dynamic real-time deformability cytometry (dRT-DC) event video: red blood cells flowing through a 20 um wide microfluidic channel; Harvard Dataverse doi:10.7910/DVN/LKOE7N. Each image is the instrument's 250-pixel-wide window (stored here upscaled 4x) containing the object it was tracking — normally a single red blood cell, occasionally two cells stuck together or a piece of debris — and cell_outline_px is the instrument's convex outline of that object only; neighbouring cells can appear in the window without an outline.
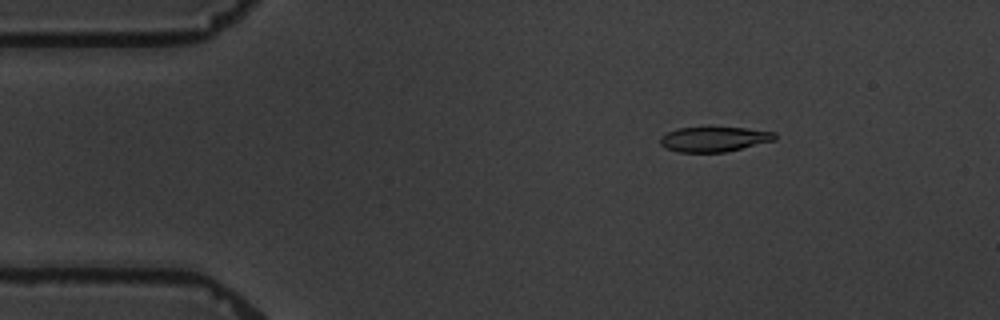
{"species": "common noctule bat (a hibernating species)", "species_latin": "Nyctalus noctula", "temperature_condition": "warm", "stored_images_in_passage": 15, "camera_frame_rate_fps": 3000, "um_per_image_px": 0.085, "animal": {"sex": "male", "body_mass_g": 19.5, "forearm_length_mm": 54.6}, "frame": {"image": 1, "passage_image": 3, "time_ms": 2.333, "image_size_px": [1000, 320], "cell_outline_px": [[776, 140], [724, 152], [676, 152], [664, 148], [660, 144], [660, 136], [676, 128], [744, 128], [776, 132]], "centroid_in_image_um": [60.67, 11.84], "position_along_channel_um": 24.3, "area_um2": 16.59}}
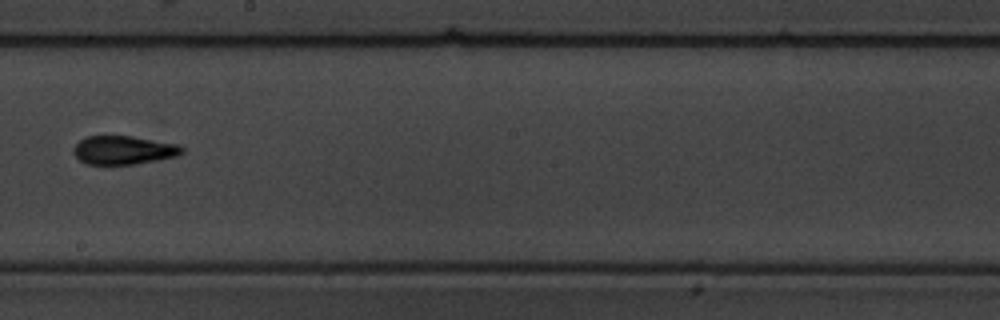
{"frame": {"image": 2, "passage_image": 9, "time_ms": 10.333, "image_size_px": [1000, 320], "cell_outline_px": [[184, 152], [176, 156], [156, 160], [132, 164], [84, 164], [72, 152], [72, 148], [84, 136], [132, 136], [180, 144], [184, 148]], "centroid_in_image_um": [10.49, 12.75], "position_along_channel_um": 237.7, "area_um2": 18.15}}
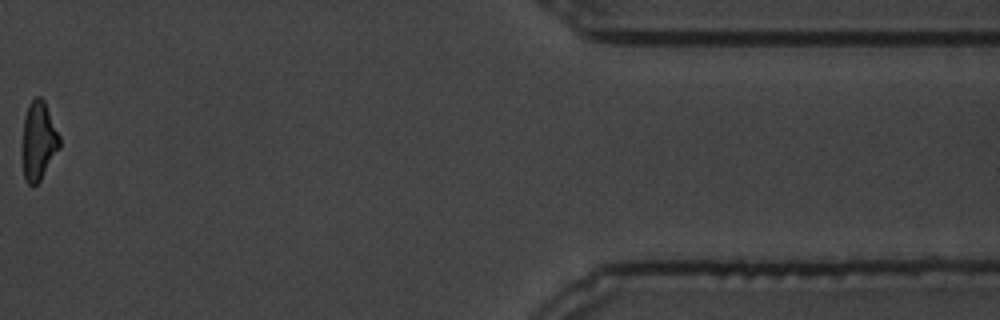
{"frame": {"image": 3, "passage_image": 14, "time_ms": 17.0, "image_size_px": [1000, 320], "cell_outline_px": [[60, 148], [40, 180], [36, 184], [28, 184], [24, 176], [20, 152], [24, 116], [32, 100], [36, 96], [40, 96], [44, 100], [60, 136]], "centroid_in_image_um": [3.25, 11.98], "position_along_channel_um": 408.2, "area_um2": 17.34}, "authors_computed_cell_mechanics": {"area_um2": 17.8024, "velocity_mm_per_s": 3.4332, "shape_relaxation_time_tau1_ms": 5.1545, "shape_relaxation_time_tau2_ms": 2.8227, "deformation_change_tau1": 0.166, "deformation_change_tau2": 0.0909}}